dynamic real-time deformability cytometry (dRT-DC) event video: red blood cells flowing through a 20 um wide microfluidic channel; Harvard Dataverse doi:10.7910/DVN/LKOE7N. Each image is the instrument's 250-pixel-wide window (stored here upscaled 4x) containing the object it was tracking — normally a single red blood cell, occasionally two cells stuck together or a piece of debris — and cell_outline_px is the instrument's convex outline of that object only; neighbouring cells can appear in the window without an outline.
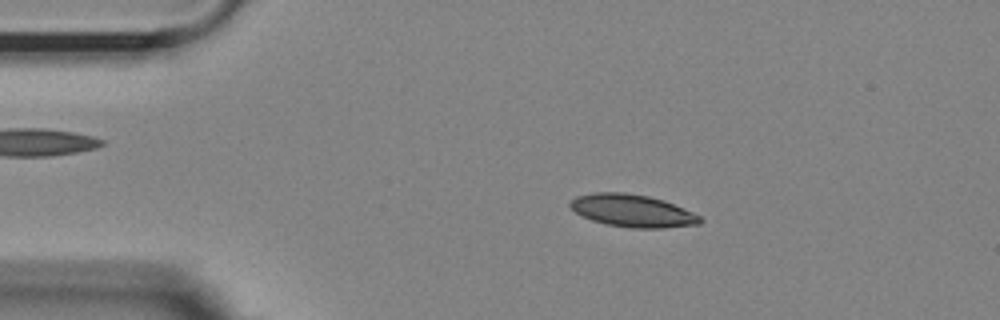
{"species": "Egyptian fruit bat (a non-hibernating species)", "species_latin": "Rousettus aegyptiacus", "temperature_condition": "room temperature", "stored_images_in_passage": 54, "camera_frame_rate_fps": 3000, "um_per_image_px": 0.085, "animal": {"sex": "female"}, "frame": {"image": 1, "passage_image": 9, "time_ms": 2.667, "image_size_px": [1000, 320], "cell_outline_px": [[704, 220], [700, 224], [664, 228], [632, 228], [604, 224], [592, 220], [576, 212], [568, 204], [576, 196], [592, 192], [624, 192], [648, 196], [664, 200], [692, 212], [700, 216]], "centroid_in_image_um": [53.76, 17.91], "position_along_channel_um": 31.2, "area_um2": 24.62}}
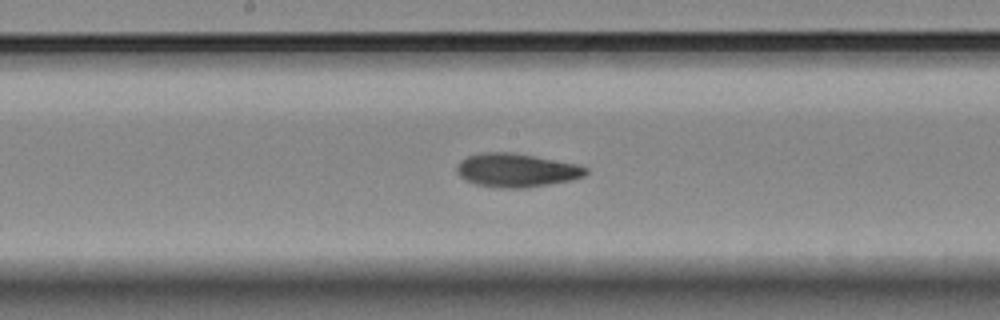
{"frame": {"image": 2, "passage_image": 27, "time_ms": 8.667, "image_size_px": [1000, 320], "cell_outline_px": [[588, 172], [584, 176], [572, 180], [524, 188], [496, 188], [476, 184], [464, 180], [456, 172], [456, 168], [460, 160], [468, 156], [480, 152], [512, 152], [576, 164], [588, 168]], "centroid_in_image_um": [43.86, 14.47], "position_along_channel_um": 204.3, "area_um2": 25.32}}
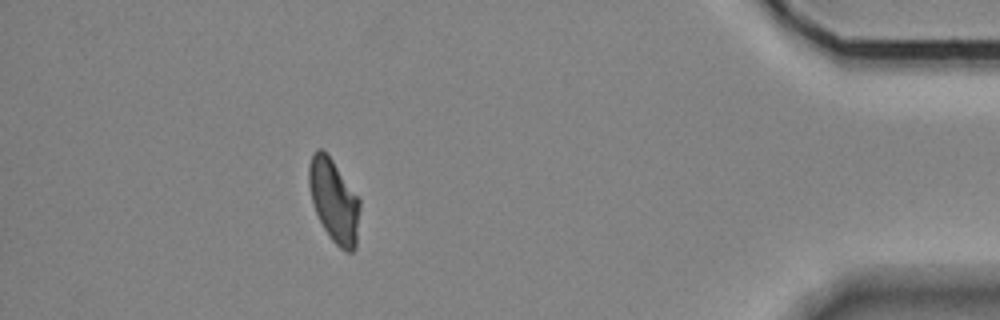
{"frame": {"image": 3, "passage_image": 48, "time_ms": 15.667, "image_size_px": [1000, 320], "cell_outline_px": [[360, 208], [356, 248], [352, 252], [344, 252], [332, 240], [324, 228], [316, 212], [312, 200], [308, 184], [308, 168], [312, 152], [316, 148], [320, 148], [332, 160], [360, 200]], "centroid_in_image_um": [28.39, 17.08], "position_along_channel_um": 406.8, "area_um2": 24.45}, "authors_computed_cell_mechanics": {"area_um2": 24.6806, "velocity_mm_per_s": 3.6138, "shape_relaxation_time_tau1_ms": 6.9998, "shape_relaxation_time_tau2_ms": 2.9607, "deformation_change_tau1": 0.1728, "deformation_change_tau2": 0.0927}}